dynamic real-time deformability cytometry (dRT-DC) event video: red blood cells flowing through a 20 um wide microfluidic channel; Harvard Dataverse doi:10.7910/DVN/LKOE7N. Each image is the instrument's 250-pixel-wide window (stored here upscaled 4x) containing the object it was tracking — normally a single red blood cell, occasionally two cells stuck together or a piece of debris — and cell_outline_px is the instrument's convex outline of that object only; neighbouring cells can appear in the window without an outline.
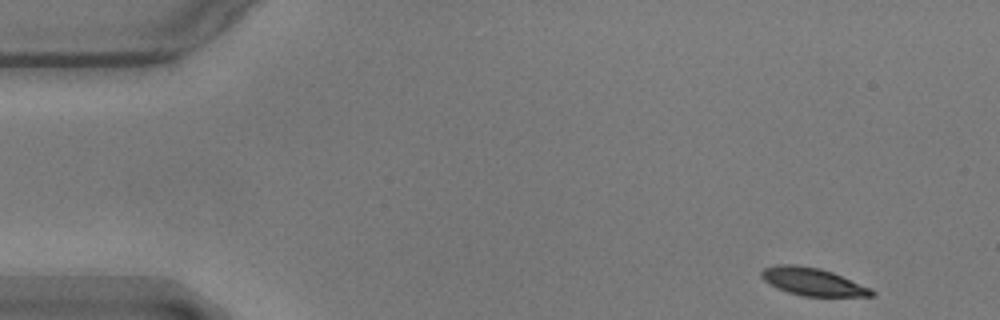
{"species": "common noctule bat (a hibernating species)", "species_latin": "Nyctalus noctula", "temperature_condition": "warm", "stored_images_in_passage": 53, "camera_frame_rate_fps": 3000, "um_per_image_px": 0.085, "animal": {"sex": "male", "body_mass_g": 17.9}, "frame": {"image": 1, "passage_image": 1, "time_ms": 0.0, "image_size_px": [1000, 320], "cell_outline_px": [[876, 296], [804, 296], [788, 292], [776, 288], [764, 280], [760, 276], [760, 272], [764, 268], [776, 264], [796, 264], [820, 268], [832, 272], [872, 288], [876, 292]], "centroid_in_image_um": [69.08, 23.94], "position_along_channel_um": 15.9, "area_um2": 17.92}}
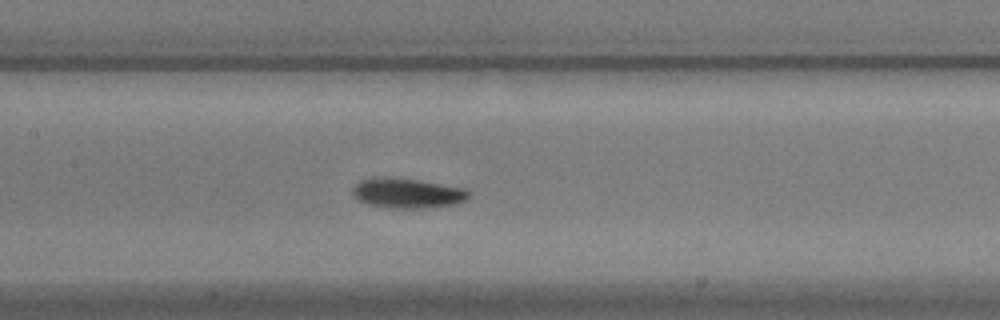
{"frame": {"image": 2, "passage_image": 23, "time_ms": 7.333, "image_size_px": [1000, 320], "cell_outline_px": [[472, 192], [468, 200], [456, 204], [424, 208], [392, 208], [368, 204], [352, 196], [352, 188], [360, 180], [372, 176], [392, 176], [420, 180], [464, 188]], "centroid_in_image_um": [34.63, 16.39], "position_along_channel_um": 172.8, "area_um2": 20.75}}
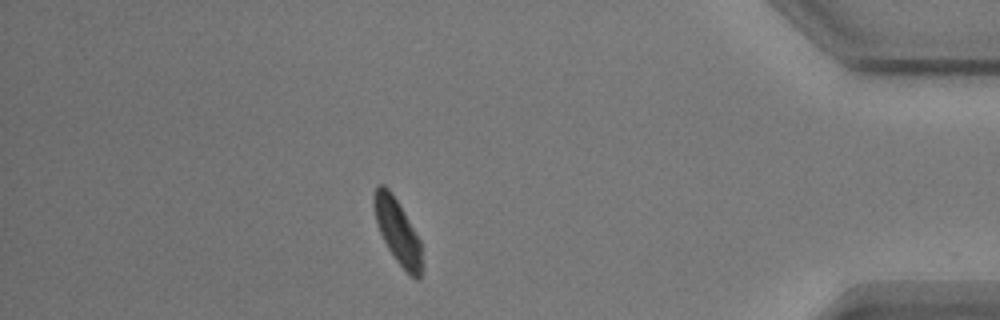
{"frame": {"image": 3, "passage_image": 46, "time_ms": 15.0, "image_size_px": [1000, 320], "cell_outline_px": [[424, 268], [420, 276], [416, 280], [396, 260], [388, 248], [376, 224], [372, 204], [372, 196], [376, 188], [380, 184], [384, 184], [388, 188], [396, 200], [420, 240]], "centroid_in_image_um": [33.78, 19.68], "position_along_channel_um": 401.4, "area_um2": 17.92}, "authors_computed_cell_mechanics": {"area_um2": 18.9584, "velocity_mm_per_s": 3.5278, "shape_relaxation_time_tau1_ms": 3.1458, "shape_relaxation_time_tau2_ms": 6.8214, "deformation_change_tau1": 0.1337, "deformation_change_tau2": 0.1475}}